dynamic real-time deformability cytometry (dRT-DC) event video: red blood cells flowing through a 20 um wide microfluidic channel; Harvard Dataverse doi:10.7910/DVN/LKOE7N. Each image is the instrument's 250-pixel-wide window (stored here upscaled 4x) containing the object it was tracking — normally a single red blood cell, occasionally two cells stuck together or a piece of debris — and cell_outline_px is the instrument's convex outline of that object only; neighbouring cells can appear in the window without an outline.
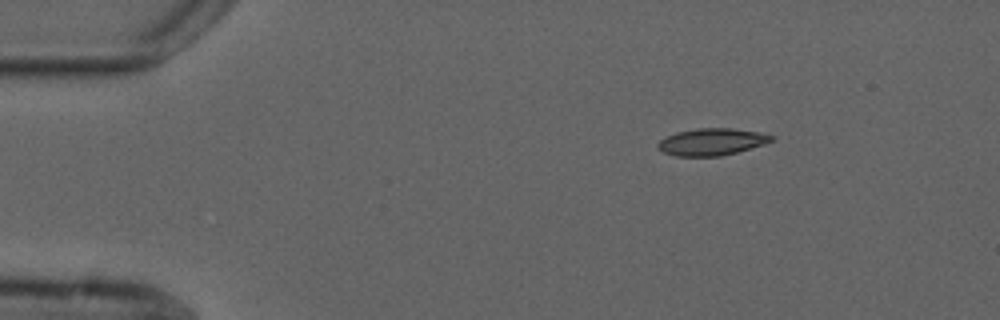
{"species": "common noctule bat (a hibernating species)", "species_latin": "Nyctalus noctula", "temperature_condition": "cold", "stored_images_in_passage": 3, "camera_frame_rate_fps": 3000, "um_per_image_px": 0.085, "animal": {"sex": "male", "forearm_length_mm": 52.5}, "frame": {"image": 1, "passage_image": 3, "time_ms": 2.333, "image_size_px": [1000, 320], "cell_outline_px": [[776, 136], [772, 140], [764, 144], [736, 152], [720, 156], [676, 156], [664, 152], [656, 144], [660, 140], [676, 132], [696, 128], [732, 128], [760, 132]], "centroid_in_image_um": [60.51, 12.04], "position_along_channel_um": 24.5, "area_um2": 17.74}}